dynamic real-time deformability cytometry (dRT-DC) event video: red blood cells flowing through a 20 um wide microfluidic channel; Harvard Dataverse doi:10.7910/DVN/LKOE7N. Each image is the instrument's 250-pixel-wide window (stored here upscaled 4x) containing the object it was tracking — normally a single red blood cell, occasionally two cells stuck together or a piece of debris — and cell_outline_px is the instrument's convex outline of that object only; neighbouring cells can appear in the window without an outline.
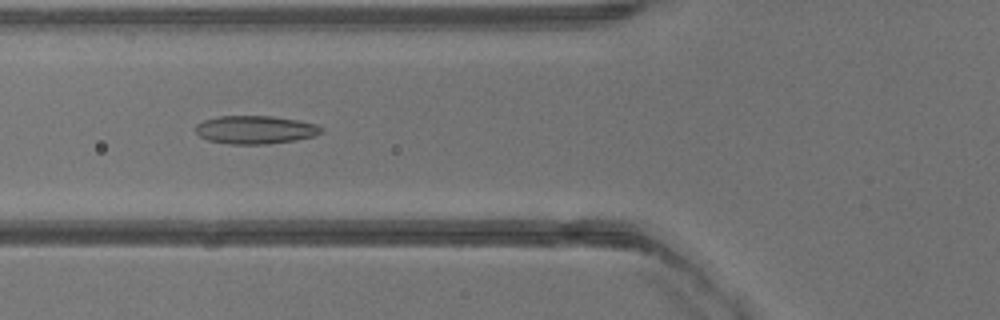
{"species": "common noctule bat (a hibernating species)", "species_latin": "Nyctalus noctula", "temperature_condition": "warm", "stored_images_in_passage": 33, "camera_frame_rate_fps": 3000, "um_per_image_px": 0.085, "animal": {"sex": "male", "body_mass_g": 13.3}, "frame": {"image": 1, "passage_image": 8, "time_ms": 2.333, "image_size_px": [1000, 320], "cell_outline_px": [[324, 132], [316, 136], [268, 144], [228, 144], [208, 140], [200, 136], [196, 132], [196, 124], [204, 120], [220, 116], [272, 116], [296, 120], [316, 124], [324, 128]], "centroid_in_image_um": [21.72, 11.03], "position_along_channel_um": 104.1, "area_um2": 20.63}}
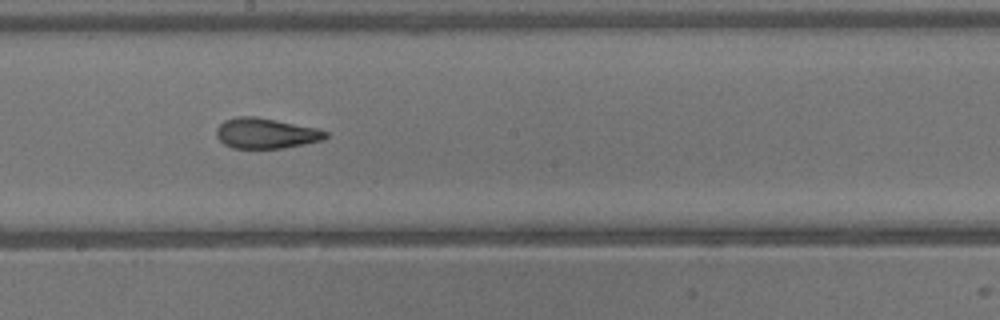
{"frame": {"image": 2, "passage_image": 15, "time_ms": 4.667, "image_size_px": [1000, 320], "cell_outline_px": [[328, 136], [324, 140], [284, 148], [232, 148], [224, 144], [216, 136], [216, 128], [224, 120], [240, 116], [256, 116], [316, 128], [328, 132]], "centroid_in_image_um": [22.59, 11.33], "position_along_channel_um": 225.6, "area_um2": 19.36}}
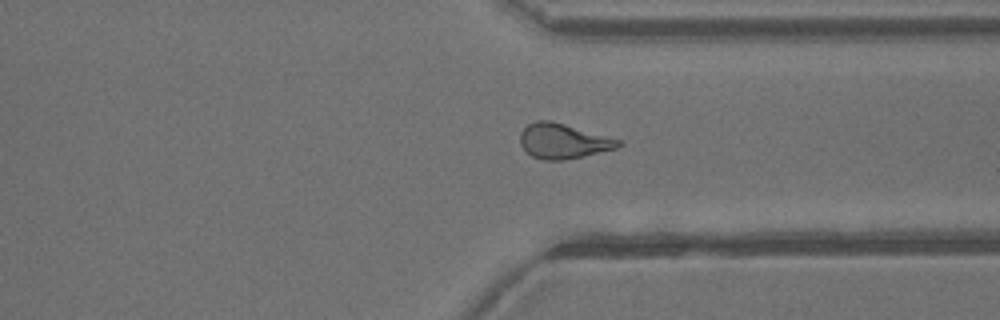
{"frame": {"image": 3, "passage_image": 23, "time_ms": 7.333, "image_size_px": [1000, 320], "cell_outline_px": [[624, 144], [616, 148], [584, 156], [564, 160], [544, 160], [532, 156], [520, 144], [520, 132], [528, 124], [536, 120], [552, 120], [620, 140]], "centroid_in_image_um": [47.86, 11.99], "position_along_channel_um": 363.5, "area_um2": 19.94}}